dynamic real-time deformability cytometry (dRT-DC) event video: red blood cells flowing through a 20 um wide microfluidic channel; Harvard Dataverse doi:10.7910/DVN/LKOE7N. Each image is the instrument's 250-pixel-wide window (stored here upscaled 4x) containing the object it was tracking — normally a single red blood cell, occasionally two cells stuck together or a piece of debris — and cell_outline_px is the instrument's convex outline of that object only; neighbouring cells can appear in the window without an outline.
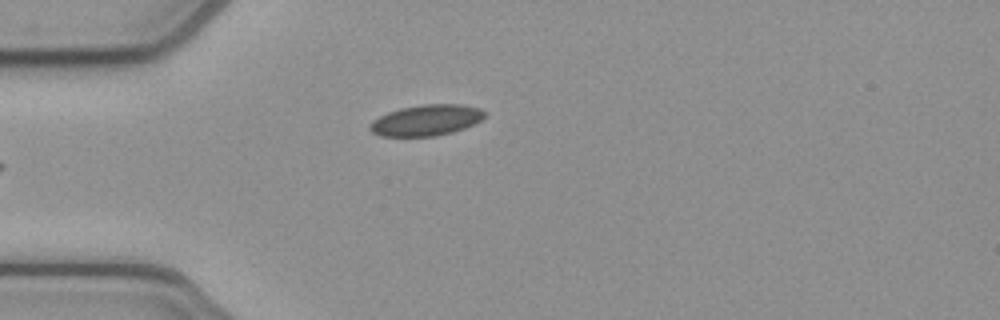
{"species": "common noctule bat (a hibernating species)", "species_latin": "Nyctalus noctula", "temperature_condition": "cold", "stored_images_in_passage": 29, "camera_frame_rate_fps": 3000, "um_per_image_px": 0.085, "animal": {"sex": "female", "body_mass_g": 21.9}, "frame": {"image": 1, "passage_image": 1, "time_ms": 0.0, "image_size_px": [1000, 320], "cell_outline_px": [[488, 112], [480, 120], [464, 128], [452, 132], [436, 136], [380, 136], [372, 132], [368, 128], [372, 120], [388, 112], [400, 108], [424, 104], [460, 104], [480, 108]], "centroid_in_image_um": [36.23, 10.21], "position_along_channel_um": 48.8, "area_um2": 20.69}}
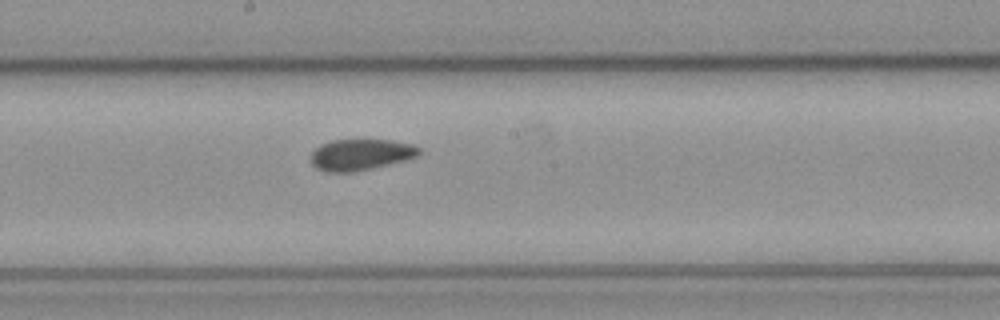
{"frame": {"image": 2, "passage_image": 15, "time_ms": 4.667, "image_size_px": [1000, 320], "cell_outline_px": [[420, 152], [416, 156], [404, 160], [356, 172], [328, 172], [316, 168], [312, 164], [312, 152], [320, 144], [332, 140], [392, 140], [412, 144], [420, 148]], "centroid_in_image_um": [30.64, 13.14], "position_along_channel_um": 217.6, "area_um2": 19.54}}
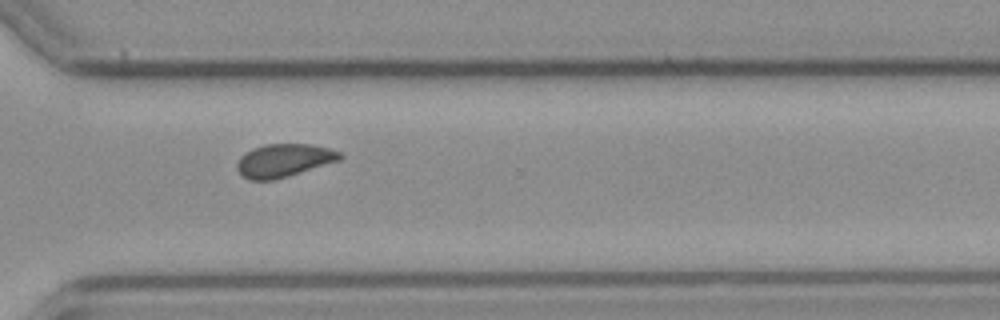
{"frame": {"image": 3, "passage_image": 25, "time_ms": 8.0, "image_size_px": [1000, 320], "cell_outline_px": [[344, 156], [340, 160], [276, 180], [248, 180], [236, 168], [236, 164], [240, 156], [244, 152], [252, 148], [264, 144], [312, 144], [328, 148], [340, 152]], "centroid_in_image_um": [24.11, 13.63], "position_along_channel_um": 346.5, "area_um2": 20.0}, "authors_computed_cell_mechanics": {"area_um2": 20.1144, "velocity_mm_per_s": 3.887, "shape_relaxation_time_tau1_ms": null, "shape_relaxation_time_tau2_ms": 1.5969, "deformation_change_tau1": null, "deformation_change_tau2": 0.0711}}